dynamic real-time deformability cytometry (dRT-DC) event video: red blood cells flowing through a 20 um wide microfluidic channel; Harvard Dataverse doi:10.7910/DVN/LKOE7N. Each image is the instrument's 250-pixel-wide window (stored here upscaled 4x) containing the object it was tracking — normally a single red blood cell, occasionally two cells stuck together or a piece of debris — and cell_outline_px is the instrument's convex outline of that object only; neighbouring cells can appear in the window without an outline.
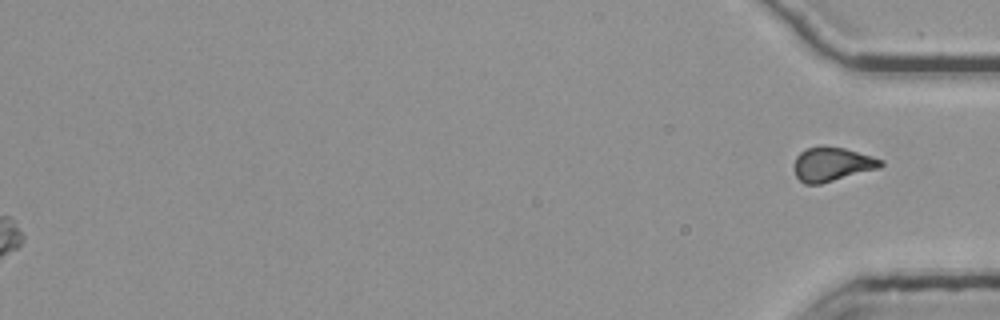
{"species": "common noctule bat (a hibernating species)", "species_latin": "Nyctalus noctula", "temperature_condition": "room temperature", "stored_images_in_passage": 55, "segment_of_instrument_passage": [3, 3], "camera_frame_rate_fps": 3000, "um_per_image_px": 0.085, "animal": {"sex": "female", "body_mass_g": 25.1}, "frame": {"image": 1, "passage_image": 55, "time_ms": 18.0, "image_size_px": [1000, 320], "cell_outline_px": [[884, 164], [880, 168], [820, 184], [804, 184], [796, 176], [796, 156], [800, 152], [808, 148], [844, 148], [872, 156], [884, 160]], "centroid_in_image_um": [70.78, 13.99], "position_along_channel_um": 364.4, "area_um2": 16.7}}